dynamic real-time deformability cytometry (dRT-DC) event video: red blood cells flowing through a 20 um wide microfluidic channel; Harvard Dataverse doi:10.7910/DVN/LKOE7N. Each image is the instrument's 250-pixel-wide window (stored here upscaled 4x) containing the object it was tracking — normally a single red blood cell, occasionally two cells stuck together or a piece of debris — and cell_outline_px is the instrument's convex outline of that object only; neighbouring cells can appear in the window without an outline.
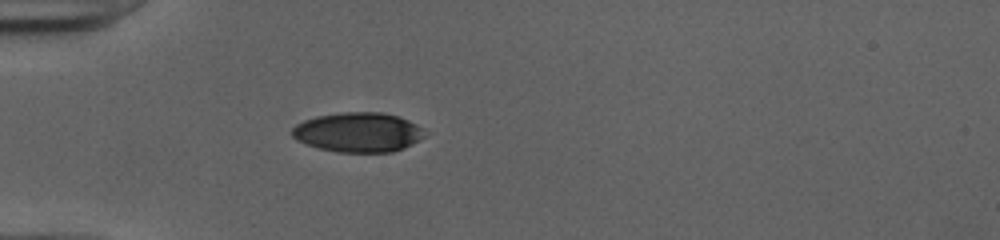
{"species": "human", "species_latin": "Homo sapiens", "temperature_condition": "cold", "stored_images_in_passage": 36, "camera_frame_rate_fps": 3000, "um_per_image_px": 0.085, "donor": {"sex": "female"}, "frame": {"image": 1, "passage_image": 1, "time_ms": 0.0, "image_size_px": [1000, 240], "cell_outline_px": [[424, 136], [412, 144], [404, 148], [392, 152], [336, 152], [320, 148], [296, 140], [292, 136], [292, 128], [296, 124], [304, 120], [316, 116], [344, 112], [380, 112], [400, 116], [424, 128]], "centroid_in_image_um": [30.45, 11.24], "position_along_channel_um": 54.5, "area_um2": 30.63}}
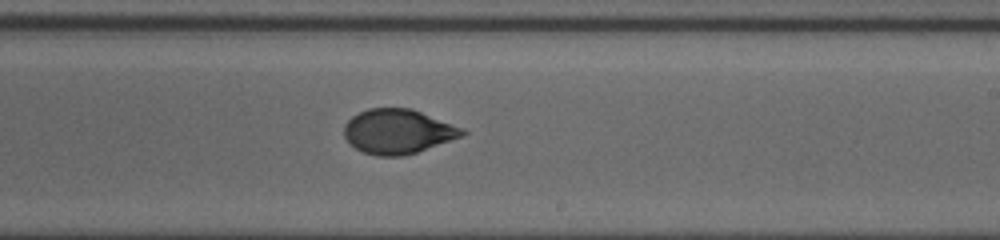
{"frame": {"image": 2, "passage_image": 17, "time_ms": 5.333, "image_size_px": [1000, 240], "cell_outline_px": [[468, 132], [464, 136], [416, 152], [400, 156], [376, 156], [364, 152], [348, 144], [344, 136], [344, 124], [352, 116], [368, 108], [412, 108], [464, 128]], "centroid_in_image_um": [33.82, 11.17], "position_along_channel_um": 255.2, "area_um2": 30.87}}
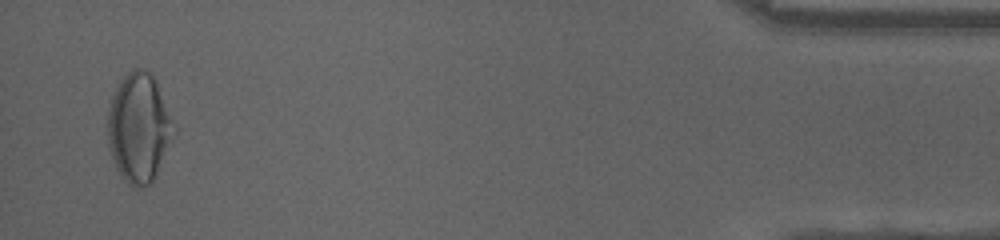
{"frame": {"image": 3, "passage_image": 35, "time_ms": 11.333, "image_size_px": [1000, 240], "cell_outline_px": [[176, 132], [152, 180], [148, 184], [140, 188], [132, 188], [120, 176], [116, 168], [108, 148], [108, 112], [112, 96], [120, 80], [132, 68], [140, 68], [148, 72], [156, 80]], "centroid_in_image_um": [11.78, 10.87], "position_along_channel_um": 423.4, "area_um2": 41.62}, "authors_computed_cell_mechanics": {"area_um2": 31.501, "velocity_mm_per_s": 4.0128, "shape_relaxation_time_tau1_ms": 5.1478, "shape_relaxation_time_tau2_ms": 0.9152, "deformation_change_tau1": 0.2038, "deformation_change_tau2": 0.0466}}